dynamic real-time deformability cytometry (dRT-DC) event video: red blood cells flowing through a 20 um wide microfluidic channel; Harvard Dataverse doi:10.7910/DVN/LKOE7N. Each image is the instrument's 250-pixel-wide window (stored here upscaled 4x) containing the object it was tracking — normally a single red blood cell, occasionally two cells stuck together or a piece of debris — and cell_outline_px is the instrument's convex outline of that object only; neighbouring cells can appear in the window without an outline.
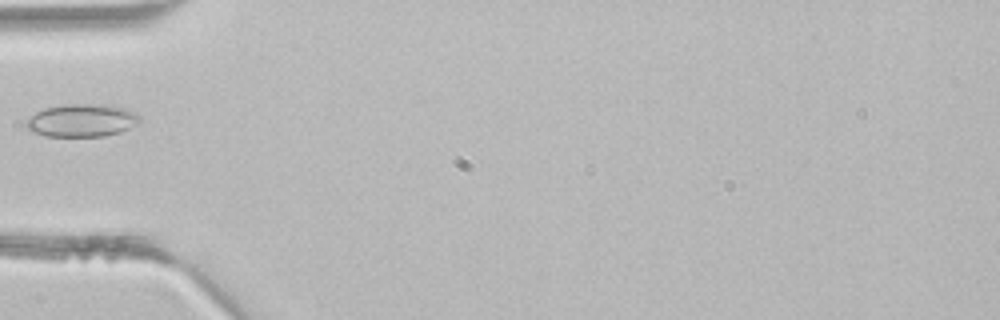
{"species": "common noctule bat (a hibernating species)", "species_latin": "Nyctalus noctula", "temperature_condition": "room temperature", "stored_images_in_passage": 1, "camera_frame_rate_fps": 3000, "um_per_image_px": 0.085, "animal": {"sex": "male", "body_mass_g": 21.5, "forearm_length_mm": 52.0}, "frame": {"image": 1, "passage_image": 1, "time_ms": 0.0, "image_size_px": [1000, 320], "cell_outline_px": [[140, 120], [136, 124], [120, 132], [104, 136], [48, 136], [36, 132], [28, 128], [24, 124], [36, 112], [44, 108], [68, 104], [88, 104], [124, 108], [136, 112], [140, 116]], "centroid_in_image_um": [6.97, 10.24], "position_along_channel_um": 78.0, "area_um2": 21.21}}